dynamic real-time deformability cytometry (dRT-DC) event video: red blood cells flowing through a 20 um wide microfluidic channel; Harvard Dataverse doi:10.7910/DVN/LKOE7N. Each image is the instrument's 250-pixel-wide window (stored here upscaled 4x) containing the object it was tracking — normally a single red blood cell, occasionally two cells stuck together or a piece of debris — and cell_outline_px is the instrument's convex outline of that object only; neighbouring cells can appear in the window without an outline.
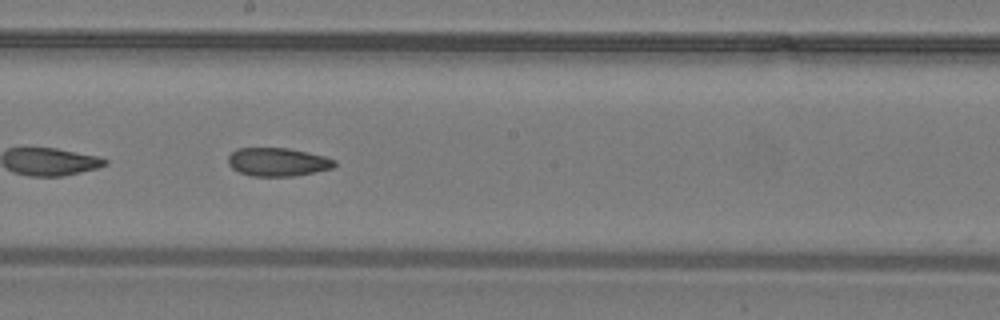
{"species": "common noctule bat (a hibernating species)", "species_latin": "Nyctalus noctula", "temperature_condition": "warm", "stored_images_in_passage": 22, "camera_frame_rate_fps": 3000, "um_per_image_px": 0.085, "animal": {"sex": "male", "body_mass_g": 19.2, "forearm_length_mm": 51.8}, "frame": {"image": 1, "passage_image": 10, "time_ms": 3.0, "image_size_px": [1000, 320], "cell_outline_px": [[336, 164], [332, 168], [292, 176], [252, 176], [240, 172], [232, 168], [228, 164], [228, 156], [236, 148], [288, 148], [308, 152], [324, 156], [336, 160]], "centroid_in_image_um": [23.58, 13.76], "position_along_channel_um": 224.6, "area_um2": 17.51}}
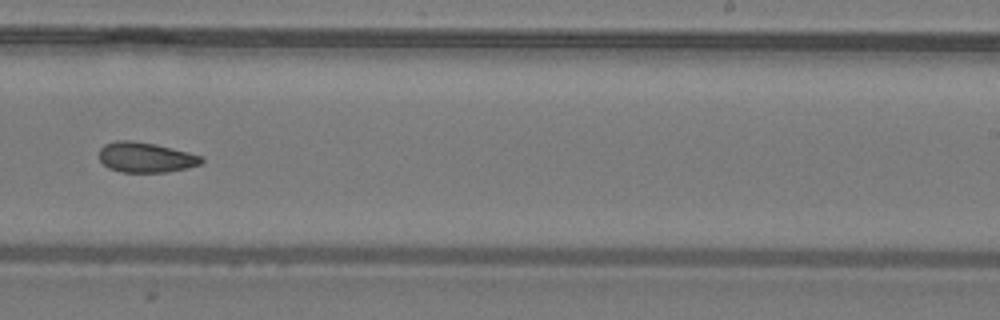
{"frame": {"image": 2, "passage_image": 13, "time_ms": 4.0, "image_size_px": [1000, 320], "cell_outline_px": [[204, 160], [200, 164], [188, 168], [168, 172], [120, 172], [108, 168], [100, 160], [100, 148], [104, 144], [116, 140], [132, 140], [156, 144], [204, 156]], "centroid_in_image_um": [12.4, 13.37], "position_along_channel_um": 276.6, "area_um2": 18.15}}